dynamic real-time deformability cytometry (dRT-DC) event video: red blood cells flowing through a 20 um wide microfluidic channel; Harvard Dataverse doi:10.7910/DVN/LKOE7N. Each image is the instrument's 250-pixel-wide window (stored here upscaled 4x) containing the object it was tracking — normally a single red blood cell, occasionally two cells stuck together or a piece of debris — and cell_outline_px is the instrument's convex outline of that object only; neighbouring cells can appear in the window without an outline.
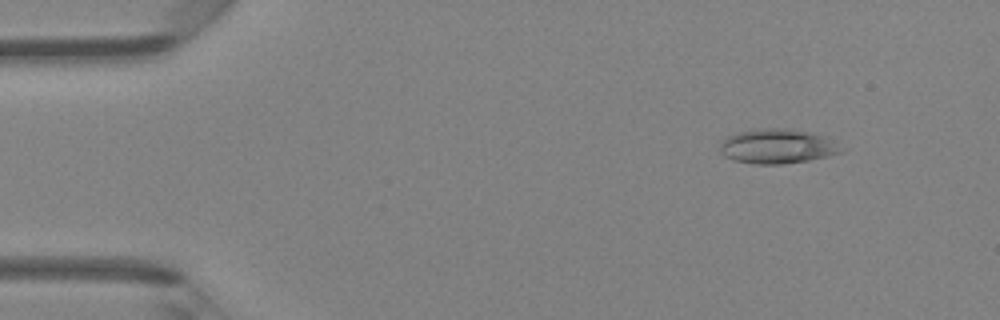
{"species": "Egyptian fruit bat (a non-hibernating species)", "species_latin": "Rousettus aegyptiacus", "temperature_condition": "room temperature", "stored_images_in_passage": 48, "camera_frame_rate_fps": 3000, "um_per_image_px": 0.085, "animal": {"sex": "female"}, "frame": {"image": 1, "passage_image": 6, "time_ms": 1.667, "image_size_px": [1000, 320], "cell_outline_px": [[848, 148], [844, 152], [828, 156], [808, 160], [784, 164], [752, 164], [732, 160], [724, 156], [720, 152], [720, 144], [728, 136], [740, 132], [760, 128], [792, 128], [824, 136]], "centroid_in_image_um": [66.13, 12.44], "position_along_channel_um": 18.9, "area_um2": 24.74}}
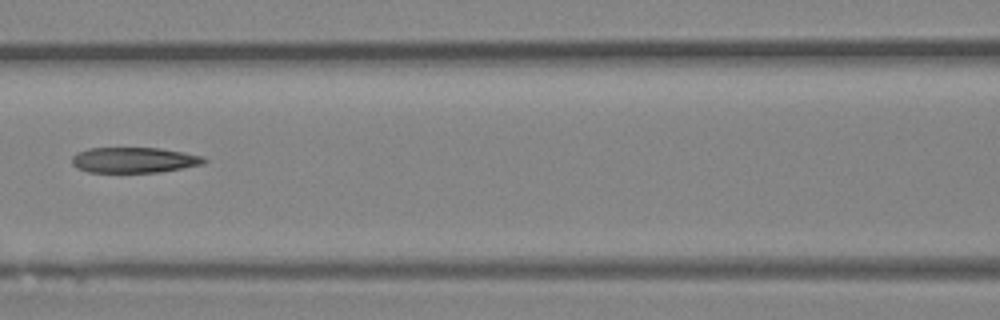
{"frame": {"image": 2, "passage_image": 22, "time_ms": 7.0, "image_size_px": [1000, 320], "cell_outline_px": [[208, 160], [204, 164], [160, 172], [88, 172], [76, 168], [72, 164], [72, 156], [76, 152], [88, 148], [160, 148], [184, 152], [204, 156]], "centroid_in_image_um": [11.4, 13.6], "position_along_channel_um": 155.2, "area_um2": 19.83}}
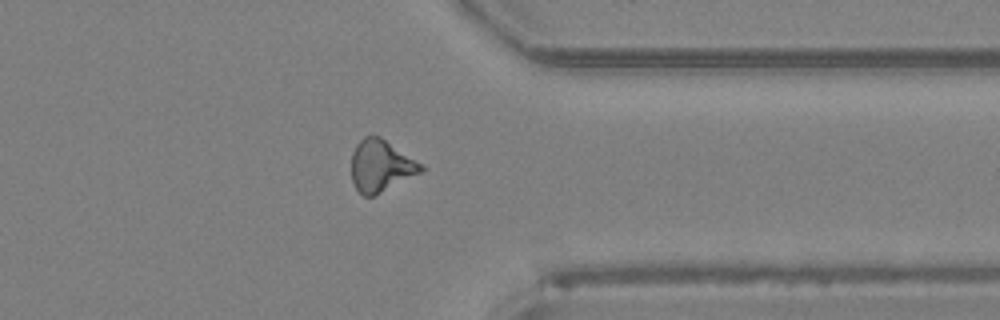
{"frame": {"image": 3, "passage_image": 38, "time_ms": 12.333, "image_size_px": [1000, 320], "cell_outline_px": [[424, 168], [420, 172], [376, 196], [364, 196], [356, 188], [352, 180], [352, 152], [356, 144], [364, 136], [380, 136], [424, 164]], "centroid_in_image_um": [32.38, 14.09], "position_along_channel_um": 379.0, "area_um2": 21.04}, "authors_computed_cell_mechanics": {"area_um2": 20.8658, "velocity_mm_per_s": 4.3125, "shape_relaxation_time_tau1_ms": null, "shape_relaxation_time_tau2_ms": 10.4504, "deformation_change_tau1": null, "deformation_change_tau2": 0.2887}}